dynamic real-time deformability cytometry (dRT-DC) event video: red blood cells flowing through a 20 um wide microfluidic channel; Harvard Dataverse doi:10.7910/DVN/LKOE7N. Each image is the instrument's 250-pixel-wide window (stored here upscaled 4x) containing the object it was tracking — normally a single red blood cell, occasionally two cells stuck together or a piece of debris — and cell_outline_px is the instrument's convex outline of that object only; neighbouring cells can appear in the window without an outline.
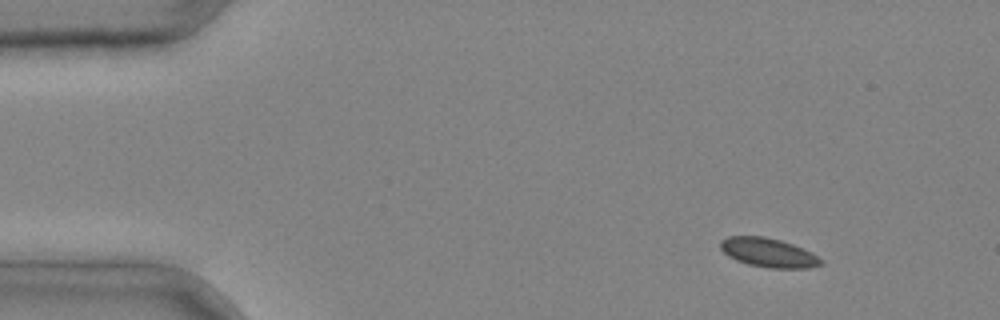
{"species": "common noctule bat (a hibernating species)", "species_latin": "Nyctalus noctula", "temperature_condition": "cold", "stored_images_in_passage": 4, "camera_frame_rate_fps": 3000, "um_per_image_px": 0.085, "animal": {"sex": "male", "body_mass_g": 20.4}, "frame": {"image": 1, "passage_image": 1, "time_ms": 0.0, "image_size_px": [1000, 320], "cell_outline_px": [[824, 264], [808, 268], [772, 268], [748, 264], [736, 260], [728, 256], [720, 248], [720, 240], [728, 236], [764, 236], [780, 240], [792, 244], [812, 252], [824, 260]], "centroid_in_image_um": [65.33, 21.47], "position_along_channel_um": 19.7, "area_um2": 17.11}}
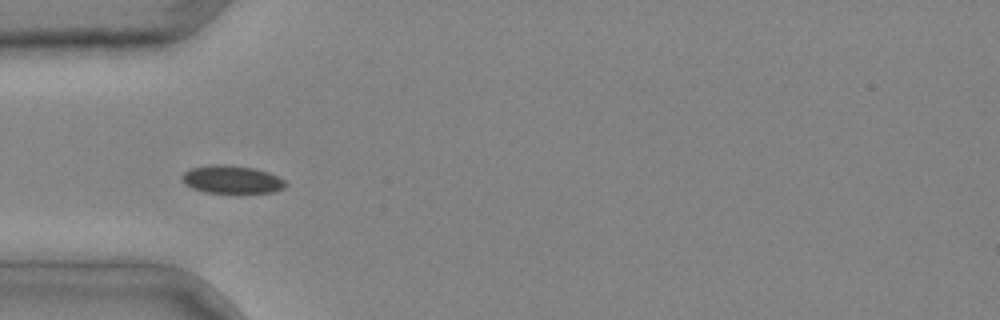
{"frame": {"image": 2, "passage_image": 3, "time_ms": 0.667, "image_size_px": [1000, 320], "cell_outline_px": [[288, 184], [284, 188], [272, 192], [204, 192], [192, 188], [184, 184], [184, 172], [192, 168], [212, 164], [224, 164], [256, 168], [268, 172], [284, 180]], "centroid_in_image_um": [19.72, 15.24], "position_along_channel_um": 65.3, "area_um2": 16.65}}